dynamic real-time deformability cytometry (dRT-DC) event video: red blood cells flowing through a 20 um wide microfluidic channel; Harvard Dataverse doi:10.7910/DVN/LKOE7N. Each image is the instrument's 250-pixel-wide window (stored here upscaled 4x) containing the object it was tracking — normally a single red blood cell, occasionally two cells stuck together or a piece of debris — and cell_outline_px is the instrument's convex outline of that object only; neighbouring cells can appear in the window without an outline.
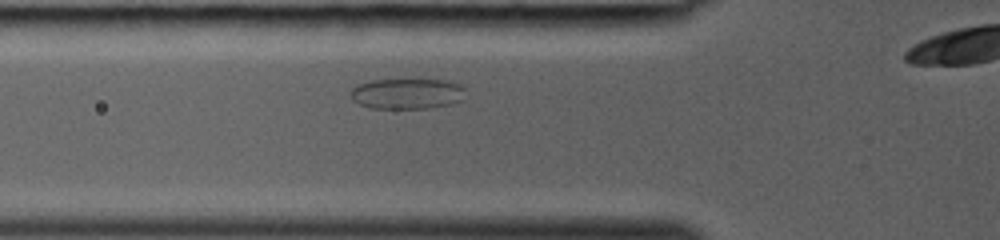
{"species": "common noctule bat (a hibernating species)", "species_latin": "Nyctalus noctula", "temperature_condition": "room temperature", "stored_images_in_passage": 4, "segment_of_instrument_passage": [1, 2], "camera_frame_rate_fps": 3000, "um_per_image_px": 0.085, "animal": {"sex": "female", "body_mass_g": 19.0, "forearm_length_mm": 53.3}, "frame": {"image": 1, "passage_image": 3, "time_ms": 0.667, "image_size_px": [1000, 240], "cell_outline_px": [[464, 100], [448, 104], [428, 108], [372, 108], [360, 104], [352, 100], [352, 88], [360, 84], [372, 80], [420, 76], [448, 80], [464, 84]], "centroid_in_image_um": [34.69, 7.89], "position_along_channel_um": 91.1, "area_um2": 21.5}}